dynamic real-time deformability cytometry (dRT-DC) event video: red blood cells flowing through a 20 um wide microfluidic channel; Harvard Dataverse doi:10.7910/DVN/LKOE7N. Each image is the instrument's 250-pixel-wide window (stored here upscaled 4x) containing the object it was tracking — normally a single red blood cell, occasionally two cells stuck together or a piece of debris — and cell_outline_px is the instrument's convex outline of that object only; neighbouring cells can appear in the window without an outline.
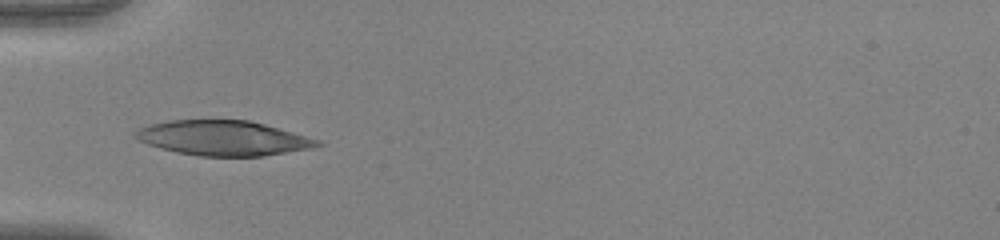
{"species": "human", "species_latin": "Homo sapiens", "temperature_condition": "warm", "stored_images_in_passage": 22, "camera_frame_rate_fps": 3000, "um_per_image_px": 0.085, "donor": {"sex": "female"}, "frame": {"image": 1, "passage_image": 1, "time_ms": 0.0, "image_size_px": [1000, 240], "cell_outline_px": [[324, 144], [312, 148], [260, 156], [200, 156], [176, 152], [160, 148], [148, 144], [140, 140], [136, 136], [136, 132], [140, 128], [152, 124], [168, 120], [248, 120], [264, 124], [320, 140]], "centroid_in_image_um": [18.99, 11.74], "position_along_channel_um": 66.0, "area_um2": 36.53}}
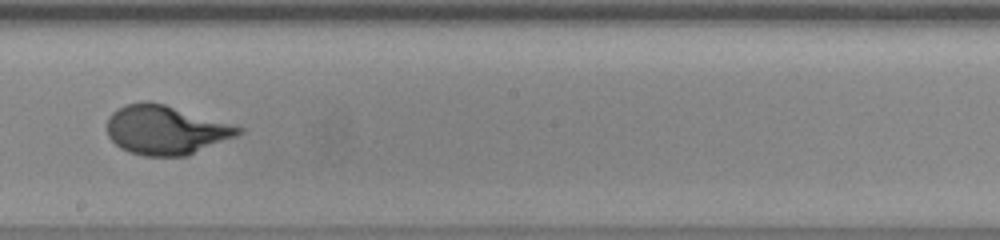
{"frame": {"image": 2, "passage_image": 14, "time_ms": 4.333, "image_size_px": [1000, 240], "cell_outline_px": [[244, 132], [236, 136], [188, 156], [144, 156], [128, 152], [120, 148], [108, 136], [108, 116], [112, 112], [124, 104], [144, 100], [148, 100], [164, 104], [244, 128]], "centroid_in_image_um": [14.06, 11.05], "position_along_channel_um": 234.1, "area_um2": 37.63}}
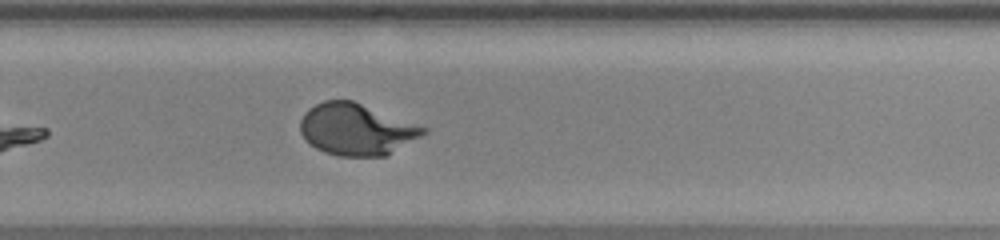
{"frame": {"image": 3, "passage_image": 19, "time_ms": 6.0, "image_size_px": [1000, 240], "cell_outline_px": [[428, 132], [388, 156], [340, 156], [324, 152], [316, 148], [300, 132], [300, 120], [304, 112], [308, 108], [324, 100], [352, 100], [428, 128]], "centroid_in_image_um": [30.31, 11.0], "position_along_channel_um": 299.5, "area_um2": 36.99}}